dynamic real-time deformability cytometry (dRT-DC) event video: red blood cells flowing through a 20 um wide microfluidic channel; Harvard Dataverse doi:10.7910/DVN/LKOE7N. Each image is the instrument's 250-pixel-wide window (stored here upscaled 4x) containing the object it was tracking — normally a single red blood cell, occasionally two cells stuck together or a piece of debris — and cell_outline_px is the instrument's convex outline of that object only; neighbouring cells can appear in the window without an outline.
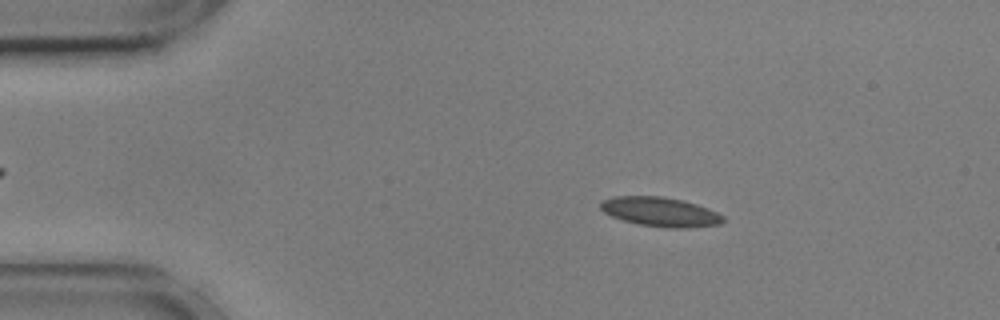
{"species": "common noctule bat (a hibernating species)", "species_latin": "Nyctalus noctula", "temperature_condition": "cold", "stored_images_in_passage": 55, "camera_frame_rate_fps": 3000, "um_per_image_px": 0.085, "animal": {"sex": "male", "body_mass_g": 17.9, "forearm_length_mm": 54.2}, "frame": {"image": 1, "passage_image": 9, "time_ms": 2.667, "image_size_px": [1000, 320], "cell_outline_px": [[724, 220], [720, 224], [692, 228], [668, 228], [636, 224], [612, 216], [604, 212], [600, 208], [600, 204], [604, 200], [612, 196], [660, 196], [684, 200], [708, 208], [724, 216]], "centroid_in_image_um": [56.14, 18.01], "position_along_channel_um": 28.9, "area_um2": 21.04}}
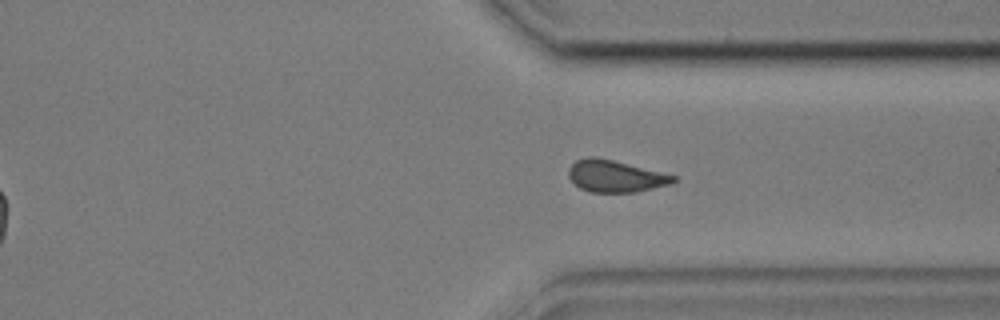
{"frame": {"image": 2, "passage_image": 41, "time_ms": 13.333, "image_size_px": [1000, 320], "cell_outline_px": [[676, 180], [668, 184], [636, 192], [592, 192], [580, 188], [568, 176], [568, 168], [576, 160], [588, 156], [592, 156], [612, 160], [676, 176]], "centroid_in_image_um": [52.25, 14.97], "position_along_channel_um": 359.1, "area_um2": 19.07}}
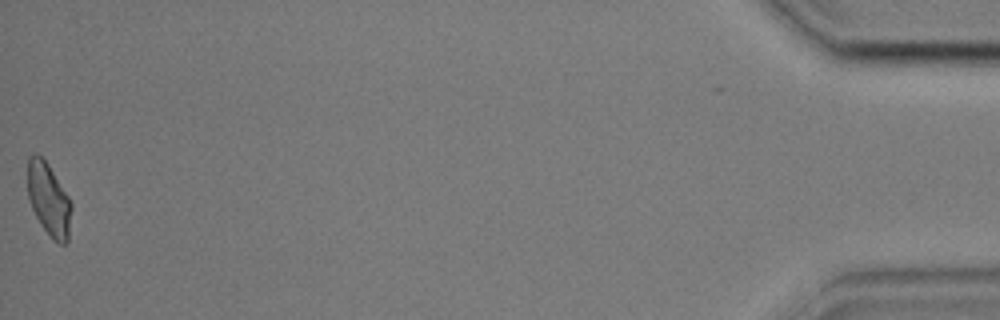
{"frame": {"image": 3, "passage_image": 55, "time_ms": 18.0, "image_size_px": [1000, 320], "cell_outline_px": [[72, 208], [68, 240], [64, 244], [60, 244], [52, 240], [40, 224], [32, 208], [28, 196], [28, 156], [36, 152], [48, 164], [68, 196], [72, 204]], "centroid_in_image_um": [4.15, 16.97], "position_along_channel_um": 431.1, "area_um2": 18.55}, "authors_computed_cell_mechanics": {"area_um2": 19.8832, "velocity_mm_per_s": 3.5895, "shape_relaxation_time_tau1_ms": 6.2928, "shape_relaxation_time_tau2_ms": 2.164, "deformation_change_tau1": 0.1154, "deformation_change_tau2": 0.0821}}